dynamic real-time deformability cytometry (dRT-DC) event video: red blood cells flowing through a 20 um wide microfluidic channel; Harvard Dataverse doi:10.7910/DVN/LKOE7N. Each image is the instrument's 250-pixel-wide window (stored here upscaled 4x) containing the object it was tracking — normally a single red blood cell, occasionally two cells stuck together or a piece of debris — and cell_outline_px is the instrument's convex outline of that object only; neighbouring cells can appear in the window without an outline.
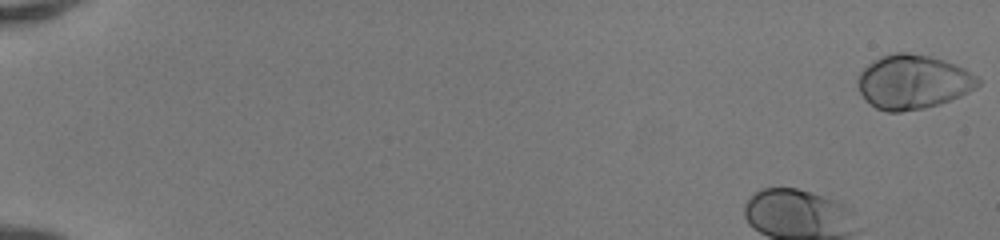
{"species": "human", "species_latin": "Homo sapiens", "temperature_condition": "room temperature", "stored_images_in_passage": 40, "camera_frame_rate_fps": 3000, "um_per_image_px": 0.085, "donor": {"sex": "female"}, "frame": {"image": 1, "passage_image": 1, "time_ms": 0.0, "image_size_px": [1000, 240], "cell_outline_px": [[980, 84], [976, 88], [960, 96], [940, 104], [924, 108], [900, 112], [888, 112], [876, 108], [860, 92], [856, 80], [860, 72], [872, 60], [880, 56], [892, 52], [908, 52], [928, 56], [944, 60], [956, 64], [964, 68], [976, 76], [980, 80]], "centroid_in_image_um": [77.6, 6.95], "position_along_channel_um": 7.4, "area_um2": 38.03}}
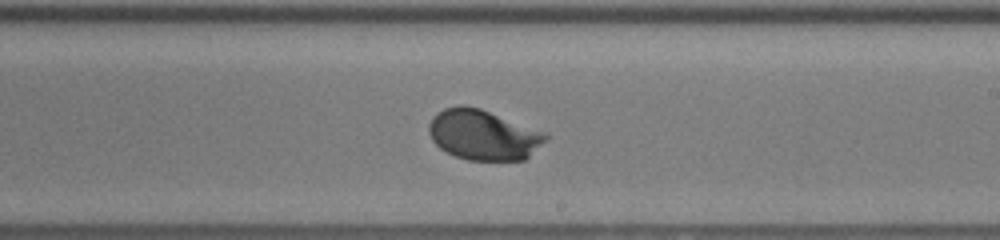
{"frame": {"image": 2, "passage_image": 29, "time_ms": 9.333, "image_size_px": [1000, 240], "cell_outline_px": [[548, 136], [524, 160], [468, 160], [456, 156], [440, 148], [432, 140], [428, 132], [428, 124], [432, 116], [436, 112], [444, 108], [460, 104], [464, 104], [480, 108], [548, 132]], "centroid_in_image_um": [41.04, 11.43], "position_along_channel_um": 248.0, "area_um2": 34.33}}
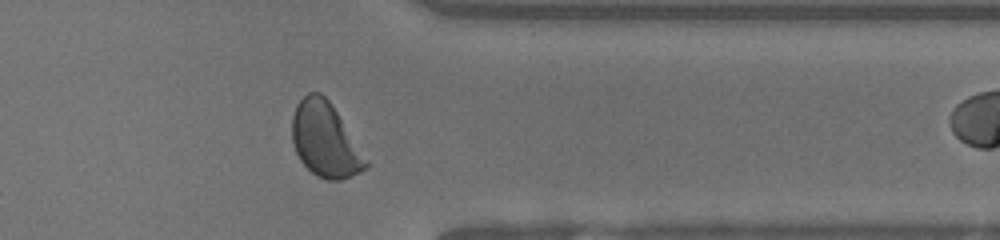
{"frame": {"image": 3, "passage_image": 39, "time_ms": 12.667, "image_size_px": [1000, 240], "cell_outline_px": [[368, 168], [360, 172], [340, 180], [324, 180], [316, 176], [300, 160], [296, 152], [292, 140], [292, 116], [296, 104], [308, 92], [320, 92], [328, 100], [336, 112], [368, 164]], "centroid_in_image_um": [27.58, 11.9], "position_along_channel_um": 383.8, "area_um2": 31.27}}